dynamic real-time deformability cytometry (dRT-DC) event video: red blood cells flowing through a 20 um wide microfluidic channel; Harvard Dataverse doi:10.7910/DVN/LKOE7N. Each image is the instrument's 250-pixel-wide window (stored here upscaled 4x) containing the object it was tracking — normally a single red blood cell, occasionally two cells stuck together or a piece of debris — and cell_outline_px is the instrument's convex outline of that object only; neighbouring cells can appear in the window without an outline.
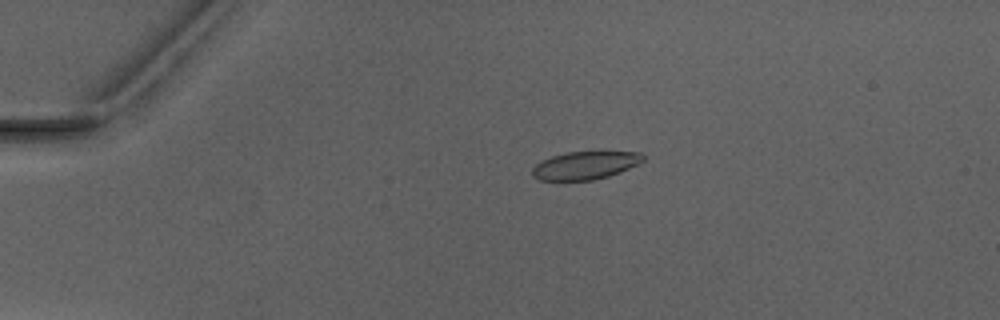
{"species": "Egyptian fruit bat (a non-hibernating species)", "species_latin": "Rousettus aegyptiacus", "temperature_condition": "warm", "stored_images_in_passage": 5, "camera_frame_rate_fps": 3000, "um_per_image_px": 0.085, "animal": {"sex": "male"}, "frame": {"image": 1, "passage_image": 3, "time_ms": 3.333, "image_size_px": [1000, 320], "cell_outline_px": [[644, 160], [640, 164], [620, 172], [608, 176], [592, 180], [540, 180], [532, 176], [532, 168], [540, 160], [552, 156], [568, 152], [600, 148], [640, 152], [644, 156]], "centroid_in_image_um": [49.82, 13.99], "position_along_channel_um": 35.2, "area_um2": 19.07}}
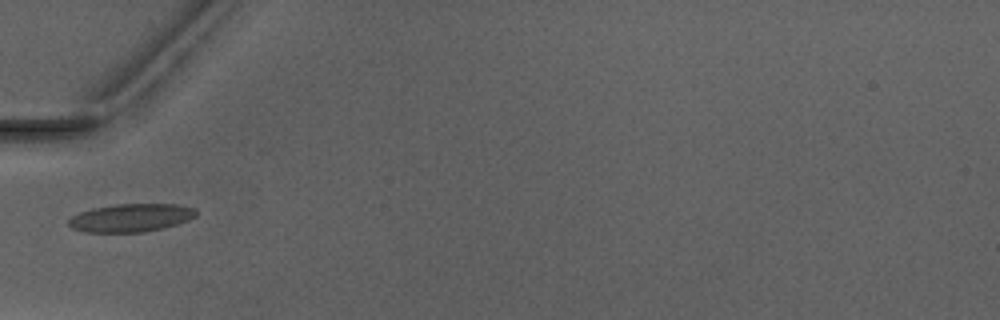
{"frame": {"image": 2, "passage_image": 5, "time_ms": 5.667, "image_size_px": [1000, 320], "cell_outline_px": [[196, 216], [188, 220], [164, 228], [144, 232], [88, 232], [72, 228], [68, 224], [68, 220], [72, 216], [80, 212], [92, 208], [116, 204], [180, 204], [196, 208]], "centroid_in_image_um": [11.15, 18.5], "position_along_channel_um": 73.8, "area_um2": 20.92}}